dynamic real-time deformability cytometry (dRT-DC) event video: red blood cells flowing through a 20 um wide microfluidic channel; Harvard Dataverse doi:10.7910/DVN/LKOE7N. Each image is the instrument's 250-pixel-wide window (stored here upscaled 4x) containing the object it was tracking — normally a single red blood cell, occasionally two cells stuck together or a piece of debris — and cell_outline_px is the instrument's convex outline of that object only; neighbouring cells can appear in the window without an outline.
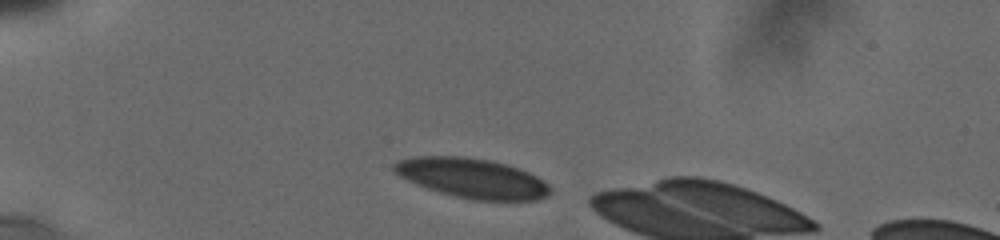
{"species": "human", "species_latin": "Homo sapiens", "temperature_condition": "cold", "stored_images_in_passage": 4, "camera_frame_rate_fps": 3000, "um_per_image_px": 0.085, "donor": {"sex": "male"}, "frame": {"image": 1, "passage_image": 1, "time_ms": 0.0, "image_size_px": [1000, 240], "cell_outline_px": [[552, 192], [548, 196], [536, 200], [472, 200], [440, 192], [416, 184], [392, 172], [392, 164], [396, 160], [412, 156], [460, 156], [488, 160], [504, 164], [528, 172], [536, 176], [548, 184], [552, 188]], "centroid_in_image_um": [40.1, 15.14], "position_along_channel_um": 44.9, "area_um2": 36.13}}